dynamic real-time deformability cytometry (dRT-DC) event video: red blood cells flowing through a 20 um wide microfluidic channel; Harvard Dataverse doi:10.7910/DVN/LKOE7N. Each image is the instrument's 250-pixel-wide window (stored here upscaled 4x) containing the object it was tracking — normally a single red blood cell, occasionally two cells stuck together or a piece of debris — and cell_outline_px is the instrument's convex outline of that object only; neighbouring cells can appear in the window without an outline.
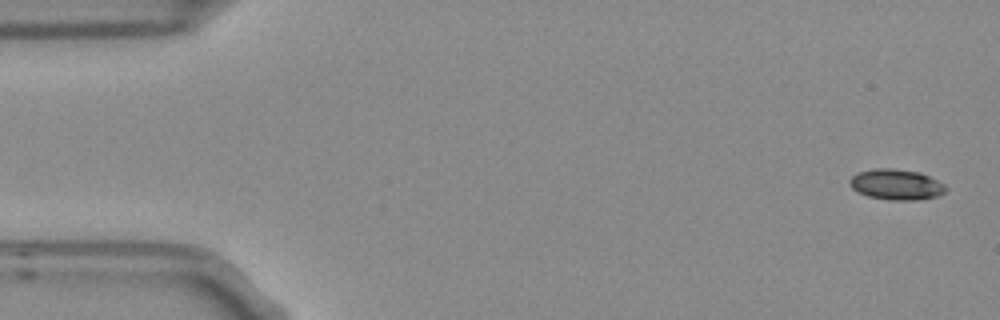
{"species": "Egyptian fruit bat (a non-hibernating species)", "species_latin": "Rousettus aegyptiacus", "temperature_condition": "room temperature", "stored_images_in_passage": 6, "camera_frame_rate_fps": 3000, "um_per_image_px": 0.085, "frame": {"image": 1, "passage_image": 1, "time_ms": 0.0, "image_size_px": [1000, 320], "cell_outline_px": [[948, 188], [944, 192], [936, 196], [920, 200], [888, 200], [868, 196], [852, 188], [848, 184], [848, 180], [856, 172], [876, 168], [892, 168], [920, 172], [944, 184]], "centroid_in_image_um": [76.16, 15.68], "position_along_channel_um": 8.8, "area_um2": 17.22}}
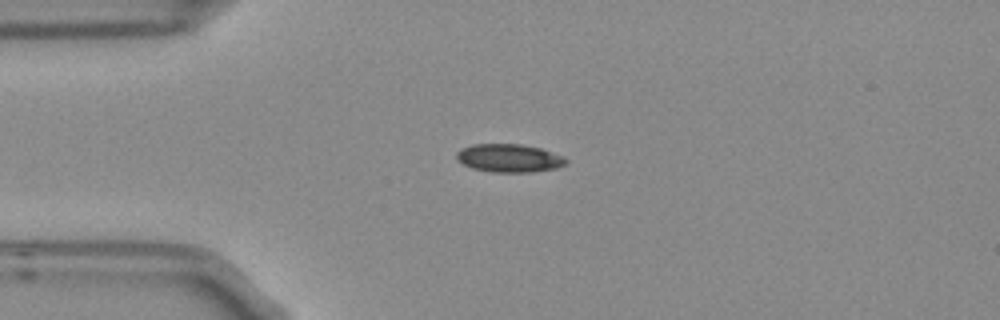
{"frame": {"image": 2, "passage_image": 4, "time_ms": 1.0, "image_size_px": [1000, 320], "cell_outline_px": [[568, 160], [564, 164], [556, 168], [532, 172], [492, 172], [472, 168], [456, 160], [456, 152], [460, 148], [472, 144], [520, 144], [540, 148], [560, 156]], "centroid_in_image_um": [43.2, 13.44], "position_along_channel_um": 41.8, "area_um2": 17.86}}